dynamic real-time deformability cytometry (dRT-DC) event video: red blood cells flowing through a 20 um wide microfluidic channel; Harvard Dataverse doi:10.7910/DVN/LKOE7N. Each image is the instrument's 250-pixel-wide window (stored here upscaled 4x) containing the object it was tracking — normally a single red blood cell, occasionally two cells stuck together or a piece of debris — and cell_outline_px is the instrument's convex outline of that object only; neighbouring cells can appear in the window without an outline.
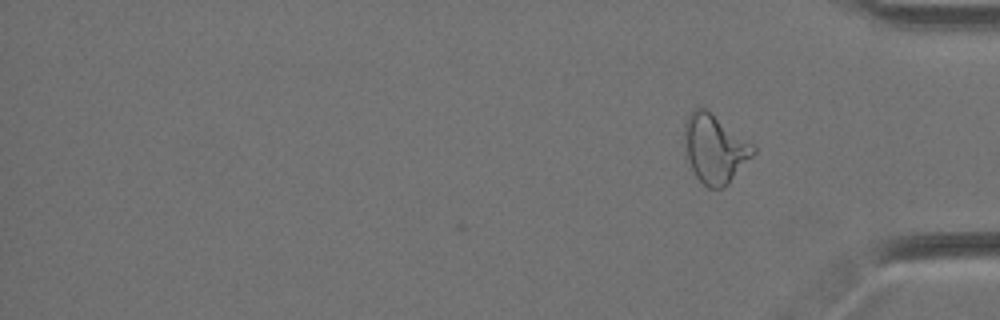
{"species": "Egyptian fruit bat (a non-hibernating species)", "species_latin": "Rousettus aegyptiacus", "temperature_condition": "cold", "stored_images_in_passage": 44, "camera_frame_rate_fps": 3000, "um_per_image_px": 0.085, "animal": {"sex": "female"}, "frame": {"image": 1, "passage_image": 44, "time_ms": 14.333, "image_size_px": [1000, 320], "cell_outline_px": [[756, 152], [728, 184], [724, 188], [708, 188], [696, 176], [688, 160], [684, 140], [684, 124], [692, 108], [704, 108], [752, 144], [756, 148]], "centroid_in_image_um": [60.74, 12.65], "position_along_channel_um": 374.5, "area_um2": 26.93}, "authors_computed_cell_mechanics": {"area_um2": 26.01, "velocity_mm_per_s": 3.436, "shape_relaxation_time_tau1_ms": null, "shape_relaxation_time_tau2_ms": 1.3257, "deformation_change_tau1": null, "deformation_change_tau2": 0.1008}}